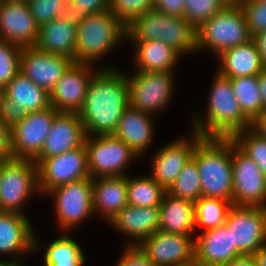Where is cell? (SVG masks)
<instances>
[{
	"mask_svg": "<svg viewBox=\"0 0 266 266\" xmlns=\"http://www.w3.org/2000/svg\"><path fill=\"white\" fill-rule=\"evenodd\" d=\"M42 195L63 184L90 178L84 143L75 149L49 158H35Z\"/></svg>",
	"mask_w": 266,
	"mask_h": 266,
	"instance_id": "obj_11",
	"label": "cell"
},
{
	"mask_svg": "<svg viewBox=\"0 0 266 266\" xmlns=\"http://www.w3.org/2000/svg\"><path fill=\"white\" fill-rule=\"evenodd\" d=\"M229 3L239 4L243 0H227Z\"/></svg>",
	"mask_w": 266,
	"mask_h": 266,
	"instance_id": "obj_53",
	"label": "cell"
},
{
	"mask_svg": "<svg viewBox=\"0 0 266 266\" xmlns=\"http://www.w3.org/2000/svg\"><path fill=\"white\" fill-rule=\"evenodd\" d=\"M252 38L242 7L229 3L196 29L197 53L210 50L219 56L223 51L244 44Z\"/></svg>",
	"mask_w": 266,
	"mask_h": 266,
	"instance_id": "obj_6",
	"label": "cell"
},
{
	"mask_svg": "<svg viewBox=\"0 0 266 266\" xmlns=\"http://www.w3.org/2000/svg\"><path fill=\"white\" fill-rule=\"evenodd\" d=\"M87 63L73 62L50 92L51 106L58 112L78 113L88 84L97 71Z\"/></svg>",
	"mask_w": 266,
	"mask_h": 266,
	"instance_id": "obj_18",
	"label": "cell"
},
{
	"mask_svg": "<svg viewBox=\"0 0 266 266\" xmlns=\"http://www.w3.org/2000/svg\"><path fill=\"white\" fill-rule=\"evenodd\" d=\"M126 41V27L110 10L77 19L75 62L94 65ZM107 54V55H106Z\"/></svg>",
	"mask_w": 266,
	"mask_h": 266,
	"instance_id": "obj_4",
	"label": "cell"
},
{
	"mask_svg": "<svg viewBox=\"0 0 266 266\" xmlns=\"http://www.w3.org/2000/svg\"><path fill=\"white\" fill-rule=\"evenodd\" d=\"M39 192L38 168L33 160H4L0 176V212L27 215L25 204ZM34 193V194H33Z\"/></svg>",
	"mask_w": 266,
	"mask_h": 266,
	"instance_id": "obj_7",
	"label": "cell"
},
{
	"mask_svg": "<svg viewBox=\"0 0 266 266\" xmlns=\"http://www.w3.org/2000/svg\"><path fill=\"white\" fill-rule=\"evenodd\" d=\"M224 266H257L252 255H241L232 259L229 263Z\"/></svg>",
	"mask_w": 266,
	"mask_h": 266,
	"instance_id": "obj_49",
	"label": "cell"
},
{
	"mask_svg": "<svg viewBox=\"0 0 266 266\" xmlns=\"http://www.w3.org/2000/svg\"><path fill=\"white\" fill-rule=\"evenodd\" d=\"M28 112L21 109L10 98L3 93L0 94V121L10 129L17 123L21 122Z\"/></svg>",
	"mask_w": 266,
	"mask_h": 266,
	"instance_id": "obj_42",
	"label": "cell"
},
{
	"mask_svg": "<svg viewBox=\"0 0 266 266\" xmlns=\"http://www.w3.org/2000/svg\"><path fill=\"white\" fill-rule=\"evenodd\" d=\"M46 195L54 200L58 228L66 233L77 228L91 215L95 216L91 177L60 185Z\"/></svg>",
	"mask_w": 266,
	"mask_h": 266,
	"instance_id": "obj_9",
	"label": "cell"
},
{
	"mask_svg": "<svg viewBox=\"0 0 266 266\" xmlns=\"http://www.w3.org/2000/svg\"><path fill=\"white\" fill-rule=\"evenodd\" d=\"M233 205L266 207V177L232 140Z\"/></svg>",
	"mask_w": 266,
	"mask_h": 266,
	"instance_id": "obj_13",
	"label": "cell"
},
{
	"mask_svg": "<svg viewBox=\"0 0 266 266\" xmlns=\"http://www.w3.org/2000/svg\"><path fill=\"white\" fill-rule=\"evenodd\" d=\"M251 128L266 139V112H263L252 122Z\"/></svg>",
	"mask_w": 266,
	"mask_h": 266,
	"instance_id": "obj_48",
	"label": "cell"
},
{
	"mask_svg": "<svg viewBox=\"0 0 266 266\" xmlns=\"http://www.w3.org/2000/svg\"><path fill=\"white\" fill-rule=\"evenodd\" d=\"M218 59L217 72L227 78L258 76L265 69L253 38L223 51Z\"/></svg>",
	"mask_w": 266,
	"mask_h": 266,
	"instance_id": "obj_27",
	"label": "cell"
},
{
	"mask_svg": "<svg viewBox=\"0 0 266 266\" xmlns=\"http://www.w3.org/2000/svg\"><path fill=\"white\" fill-rule=\"evenodd\" d=\"M195 229L202 227L204 232L223 225L232 202L224 199L202 196L194 202Z\"/></svg>",
	"mask_w": 266,
	"mask_h": 266,
	"instance_id": "obj_34",
	"label": "cell"
},
{
	"mask_svg": "<svg viewBox=\"0 0 266 266\" xmlns=\"http://www.w3.org/2000/svg\"><path fill=\"white\" fill-rule=\"evenodd\" d=\"M234 96L243 114L253 122L263 113L262 94L258 76L230 78Z\"/></svg>",
	"mask_w": 266,
	"mask_h": 266,
	"instance_id": "obj_33",
	"label": "cell"
},
{
	"mask_svg": "<svg viewBox=\"0 0 266 266\" xmlns=\"http://www.w3.org/2000/svg\"><path fill=\"white\" fill-rule=\"evenodd\" d=\"M126 40H159L181 56L197 52L196 29L184 17L169 16L155 9L140 15L126 27Z\"/></svg>",
	"mask_w": 266,
	"mask_h": 266,
	"instance_id": "obj_5",
	"label": "cell"
},
{
	"mask_svg": "<svg viewBox=\"0 0 266 266\" xmlns=\"http://www.w3.org/2000/svg\"><path fill=\"white\" fill-rule=\"evenodd\" d=\"M242 7L250 35L266 30V0H243L239 3Z\"/></svg>",
	"mask_w": 266,
	"mask_h": 266,
	"instance_id": "obj_41",
	"label": "cell"
},
{
	"mask_svg": "<svg viewBox=\"0 0 266 266\" xmlns=\"http://www.w3.org/2000/svg\"><path fill=\"white\" fill-rule=\"evenodd\" d=\"M97 69L78 114L86 136L113 135L129 106L126 70L110 66Z\"/></svg>",
	"mask_w": 266,
	"mask_h": 266,
	"instance_id": "obj_1",
	"label": "cell"
},
{
	"mask_svg": "<svg viewBox=\"0 0 266 266\" xmlns=\"http://www.w3.org/2000/svg\"><path fill=\"white\" fill-rule=\"evenodd\" d=\"M72 63L69 58L44 52L36 46L21 49L20 72L49 93Z\"/></svg>",
	"mask_w": 266,
	"mask_h": 266,
	"instance_id": "obj_19",
	"label": "cell"
},
{
	"mask_svg": "<svg viewBox=\"0 0 266 266\" xmlns=\"http://www.w3.org/2000/svg\"><path fill=\"white\" fill-rule=\"evenodd\" d=\"M227 0H185L183 17L197 29L204 21L223 10Z\"/></svg>",
	"mask_w": 266,
	"mask_h": 266,
	"instance_id": "obj_37",
	"label": "cell"
},
{
	"mask_svg": "<svg viewBox=\"0 0 266 266\" xmlns=\"http://www.w3.org/2000/svg\"><path fill=\"white\" fill-rule=\"evenodd\" d=\"M92 181L94 214L109 222L128 205L127 176L96 177Z\"/></svg>",
	"mask_w": 266,
	"mask_h": 266,
	"instance_id": "obj_26",
	"label": "cell"
},
{
	"mask_svg": "<svg viewBox=\"0 0 266 266\" xmlns=\"http://www.w3.org/2000/svg\"><path fill=\"white\" fill-rule=\"evenodd\" d=\"M22 47L0 40V89L2 90L20 71Z\"/></svg>",
	"mask_w": 266,
	"mask_h": 266,
	"instance_id": "obj_39",
	"label": "cell"
},
{
	"mask_svg": "<svg viewBox=\"0 0 266 266\" xmlns=\"http://www.w3.org/2000/svg\"><path fill=\"white\" fill-rule=\"evenodd\" d=\"M202 196L224 199L233 205L232 139L203 137L193 151Z\"/></svg>",
	"mask_w": 266,
	"mask_h": 266,
	"instance_id": "obj_3",
	"label": "cell"
},
{
	"mask_svg": "<svg viewBox=\"0 0 266 266\" xmlns=\"http://www.w3.org/2000/svg\"><path fill=\"white\" fill-rule=\"evenodd\" d=\"M258 79L262 94L263 112H266V68L258 75Z\"/></svg>",
	"mask_w": 266,
	"mask_h": 266,
	"instance_id": "obj_50",
	"label": "cell"
},
{
	"mask_svg": "<svg viewBox=\"0 0 266 266\" xmlns=\"http://www.w3.org/2000/svg\"><path fill=\"white\" fill-rule=\"evenodd\" d=\"M253 39L255 40L258 51L261 55V59L263 62V65L266 68V30L261 31L253 36Z\"/></svg>",
	"mask_w": 266,
	"mask_h": 266,
	"instance_id": "obj_47",
	"label": "cell"
},
{
	"mask_svg": "<svg viewBox=\"0 0 266 266\" xmlns=\"http://www.w3.org/2000/svg\"><path fill=\"white\" fill-rule=\"evenodd\" d=\"M28 216L14 212H0V256L11 255L10 260L18 266H24L22 259L25 254L37 253L42 245Z\"/></svg>",
	"mask_w": 266,
	"mask_h": 266,
	"instance_id": "obj_15",
	"label": "cell"
},
{
	"mask_svg": "<svg viewBox=\"0 0 266 266\" xmlns=\"http://www.w3.org/2000/svg\"><path fill=\"white\" fill-rule=\"evenodd\" d=\"M39 26L25 1L4 0L0 8V40L21 47L35 46Z\"/></svg>",
	"mask_w": 266,
	"mask_h": 266,
	"instance_id": "obj_20",
	"label": "cell"
},
{
	"mask_svg": "<svg viewBox=\"0 0 266 266\" xmlns=\"http://www.w3.org/2000/svg\"><path fill=\"white\" fill-rule=\"evenodd\" d=\"M191 134L165 144L151 159L152 173L149 175L166 191L175 182L184 165L192 158L196 144L203 138L195 131H191Z\"/></svg>",
	"mask_w": 266,
	"mask_h": 266,
	"instance_id": "obj_17",
	"label": "cell"
},
{
	"mask_svg": "<svg viewBox=\"0 0 266 266\" xmlns=\"http://www.w3.org/2000/svg\"><path fill=\"white\" fill-rule=\"evenodd\" d=\"M77 20L71 16L57 17L39 28L36 47L75 62Z\"/></svg>",
	"mask_w": 266,
	"mask_h": 266,
	"instance_id": "obj_25",
	"label": "cell"
},
{
	"mask_svg": "<svg viewBox=\"0 0 266 266\" xmlns=\"http://www.w3.org/2000/svg\"><path fill=\"white\" fill-rule=\"evenodd\" d=\"M194 237L159 230L138 248L155 266H190L194 264Z\"/></svg>",
	"mask_w": 266,
	"mask_h": 266,
	"instance_id": "obj_16",
	"label": "cell"
},
{
	"mask_svg": "<svg viewBox=\"0 0 266 266\" xmlns=\"http://www.w3.org/2000/svg\"><path fill=\"white\" fill-rule=\"evenodd\" d=\"M116 266H155L136 246H125Z\"/></svg>",
	"mask_w": 266,
	"mask_h": 266,
	"instance_id": "obj_44",
	"label": "cell"
},
{
	"mask_svg": "<svg viewBox=\"0 0 266 266\" xmlns=\"http://www.w3.org/2000/svg\"><path fill=\"white\" fill-rule=\"evenodd\" d=\"M134 47V64L140 72L175 71L182 57L168 44L159 40L128 41Z\"/></svg>",
	"mask_w": 266,
	"mask_h": 266,
	"instance_id": "obj_28",
	"label": "cell"
},
{
	"mask_svg": "<svg viewBox=\"0 0 266 266\" xmlns=\"http://www.w3.org/2000/svg\"><path fill=\"white\" fill-rule=\"evenodd\" d=\"M257 266H266V245L252 254Z\"/></svg>",
	"mask_w": 266,
	"mask_h": 266,
	"instance_id": "obj_51",
	"label": "cell"
},
{
	"mask_svg": "<svg viewBox=\"0 0 266 266\" xmlns=\"http://www.w3.org/2000/svg\"><path fill=\"white\" fill-rule=\"evenodd\" d=\"M3 2H4V0H0V8H1Z\"/></svg>",
	"mask_w": 266,
	"mask_h": 266,
	"instance_id": "obj_56",
	"label": "cell"
},
{
	"mask_svg": "<svg viewBox=\"0 0 266 266\" xmlns=\"http://www.w3.org/2000/svg\"><path fill=\"white\" fill-rule=\"evenodd\" d=\"M159 230L180 235H196L194 202L165 193L159 206Z\"/></svg>",
	"mask_w": 266,
	"mask_h": 266,
	"instance_id": "obj_29",
	"label": "cell"
},
{
	"mask_svg": "<svg viewBox=\"0 0 266 266\" xmlns=\"http://www.w3.org/2000/svg\"><path fill=\"white\" fill-rule=\"evenodd\" d=\"M43 255L44 266H85L81 245L67 235L52 240Z\"/></svg>",
	"mask_w": 266,
	"mask_h": 266,
	"instance_id": "obj_32",
	"label": "cell"
},
{
	"mask_svg": "<svg viewBox=\"0 0 266 266\" xmlns=\"http://www.w3.org/2000/svg\"><path fill=\"white\" fill-rule=\"evenodd\" d=\"M212 80L205 116L194 114L192 131L202 137L231 138L237 132L251 128L252 122L243 114L234 96L231 79L217 71ZM206 118V119H205Z\"/></svg>",
	"mask_w": 266,
	"mask_h": 266,
	"instance_id": "obj_2",
	"label": "cell"
},
{
	"mask_svg": "<svg viewBox=\"0 0 266 266\" xmlns=\"http://www.w3.org/2000/svg\"><path fill=\"white\" fill-rule=\"evenodd\" d=\"M0 266H18L17 264H15L14 262H12L10 259H4V260H1L0 259Z\"/></svg>",
	"mask_w": 266,
	"mask_h": 266,
	"instance_id": "obj_52",
	"label": "cell"
},
{
	"mask_svg": "<svg viewBox=\"0 0 266 266\" xmlns=\"http://www.w3.org/2000/svg\"><path fill=\"white\" fill-rule=\"evenodd\" d=\"M4 164V160H0V176H1V170H2V165Z\"/></svg>",
	"mask_w": 266,
	"mask_h": 266,
	"instance_id": "obj_54",
	"label": "cell"
},
{
	"mask_svg": "<svg viewBox=\"0 0 266 266\" xmlns=\"http://www.w3.org/2000/svg\"><path fill=\"white\" fill-rule=\"evenodd\" d=\"M153 9L154 0H110L109 6V10L125 27Z\"/></svg>",
	"mask_w": 266,
	"mask_h": 266,
	"instance_id": "obj_40",
	"label": "cell"
},
{
	"mask_svg": "<svg viewBox=\"0 0 266 266\" xmlns=\"http://www.w3.org/2000/svg\"><path fill=\"white\" fill-rule=\"evenodd\" d=\"M149 174L141 176L127 175L128 205L134 207H159L167 192Z\"/></svg>",
	"mask_w": 266,
	"mask_h": 266,
	"instance_id": "obj_31",
	"label": "cell"
},
{
	"mask_svg": "<svg viewBox=\"0 0 266 266\" xmlns=\"http://www.w3.org/2000/svg\"><path fill=\"white\" fill-rule=\"evenodd\" d=\"M12 158L10 128L0 121V160Z\"/></svg>",
	"mask_w": 266,
	"mask_h": 266,
	"instance_id": "obj_46",
	"label": "cell"
},
{
	"mask_svg": "<svg viewBox=\"0 0 266 266\" xmlns=\"http://www.w3.org/2000/svg\"><path fill=\"white\" fill-rule=\"evenodd\" d=\"M231 139L245 155L260 167L261 172L266 177V139L252 128L237 132Z\"/></svg>",
	"mask_w": 266,
	"mask_h": 266,
	"instance_id": "obj_36",
	"label": "cell"
},
{
	"mask_svg": "<svg viewBox=\"0 0 266 266\" xmlns=\"http://www.w3.org/2000/svg\"><path fill=\"white\" fill-rule=\"evenodd\" d=\"M85 137L83 123L78 113L59 112L36 158H49L80 147Z\"/></svg>",
	"mask_w": 266,
	"mask_h": 266,
	"instance_id": "obj_23",
	"label": "cell"
},
{
	"mask_svg": "<svg viewBox=\"0 0 266 266\" xmlns=\"http://www.w3.org/2000/svg\"><path fill=\"white\" fill-rule=\"evenodd\" d=\"M27 3L40 28L57 17L69 16L73 0H27Z\"/></svg>",
	"mask_w": 266,
	"mask_h": 266,
	"instance_id": "obj_38",
	"label": "cell"
},
{
	"mask_svg": "<svg viewBox=\"0 0 266 266\" xmlns=\"http://www.w3.org/2000/svg\"><path fill=\"white\" fill-rule=\"evenodd\" d=\"M153 115L128 106L118 122L114 136L124 141L137 155L142 157L151 147L156 128ZM148 148V149H147Z\"/></svg>",
	"mask_w": 266,
	"mask_h": 266,
	"instance_id": "obj_24",
	"label": "cell"
},
{
	"mask_svg": "<svg viewBox=\"0 0 266 266\" xmlns=\"http://www.w3.org/2000/svg\"><path fill=\"white\" fill-rule=\"evenodd\" d=\"M200 233L194 237V263L198 266H224L241 256L232 246L231 232L225 224Z\"/></svg>",
	"mask_w": 266,
	"mask_h": 266,
	"instance_id": "obj_22",
	"label": "cell"
},
{
	"mask_svg": "<svg viewBox=\"0 0 266 266\" xmlns=\"http://www.w3.org/2000/svg\"><path fill=\"white\" fill-rule=\"evenodd\" d=\"M9 1H25V2H27V0H9Z\"/></svg>",
	"mask_w": 266,
	"mask_h": 266,
	"instance_id": "obj_55",
	"label": "cell"
},
{
	"mask_svg": "<svg viewBox=\"0 0 266 266\" xmlns=\"http://www.w3.org/2000/svg\"><path fill=\"white\" fill-rule=\"evenodd\" d=\"M110 0H73L69 16L81 19L87 15L109 10Z\"/></svg>",
	"mask_w": 266,
	"mask_h": 266,
	"instance_id": "obj_43",
	"label": "cell"
},
{
	"mask_svg": "<svg viewBox=\"0 0 266 266\" xmlns=\"http://www.w3.org/2000/svg\"><path fill=\"white\" fill-rule=\"evenodd\" d=\"M88 171L91 178L127 176L125 171L138 155L114 135L86 136Z\"/></svg>",
	"mask_w": 266,
	"mask_h": 266,
	"instance_id": "obj_8",
	"label": "cell"
},
{
	"mask_svg": "<svg viewBox=\"0 0 266 266\" xmlns=\"http://www.w3.org/2000/svg\"><path fill=\"white\" fill-rule=\"evenodd\" d=\"M2 93L28 113L51 107L50 93L37 86L20 71L2 89Z\"/></svg>",
	"mask_w": 266,
	"mask_h": 266,
	"instance_id": "obj_30",
	"label": "cell"
},
{
	"mask_svg": "<svg viewBox=\"0 0 266 266\" xmlns=\"http://www.w3.org/2000/svg\"><path fill=\"white\" fill-rule=\"evenodd\" d=\"M169 72L126 73L129 83V105L151 115L158 114L170 105L175 75Z\"/></svg>",
	"mask_w": 266,
	"mask_h": 266,
	"instance_id": "obj_10",
	"label": "cell"
},
{
	"mask_svg": "<svg viewBox=\"0 0 266 266\" xmlns=\"http://www.w3.org/2000/svg\"><path fill=\"white\" fill-rule=\"evenodd\" d=\"M59 112L52 106L30 112L10 129L12 158L34 160L41 152L52 122Z\"/></svg>",
	"mask_w": 266,
	"mask_h": 266,
	"instance_id": "obj_14",
	"label": "cell"
},
{
	"mask_svg": "<svg viewBox=\"0 0 266 266\" xmlns=\"http://www.w3.org/2000/svg\"><path fill=\"white\" fill-rule=\"evenodd\" d=\"M167 193L191 202H195L202 197L200 174L193 158L184 165Z\"/></svg>",
	"mask_w": 266,
	"mask_h": 266,
	"instance_id": "obj_35",
	"label": "cell"
},
{
	"mask_svg": "<svg viewBox=\"0 0 266 266\" xmlns=\"http://www.w3.org/2000/svg\"><path fill=\"white\" fill-rule=\"evenodd\" d=\"M185 0H154V9L169 16L183 17Z\"/></svg>",
	"mask_w": 266,
	"mask_h": 266,
	"instance_id": "obj_45",
	"label": "cell"
},
{
	"mask_svg": "<svg viewBox=\"0 0 266 266\" xmlns=\"http://www.w3.org/2000/svg\"><path fill=\"white\" fill-rule=\"evenodd\" d=\"M159 220V207L126 205L108 222V225L128 237L130 243L127 242L126 246L138 247L146 238L159 231Z\"/></svg>",
	"mask_w": 266,
	"mask_h": 266,
	"instance_id": "obj_21",
	"label": "cell"
},
{
	"mask_svg": "<svg viewBox=\"0 0 266 266\" xmlns=\"http://www.w3.org/2000/svg\"><path fill=\"white\" fill-rule=\"evenodd\" d=\"M224 224L241 255H252L266 245V207L232 205Z\"/></svg>",
	"mask_w": 266,
	"mask_h": 266,
	"instance_id": "obj_12",
	"label": "cell"
}]
</instances>
